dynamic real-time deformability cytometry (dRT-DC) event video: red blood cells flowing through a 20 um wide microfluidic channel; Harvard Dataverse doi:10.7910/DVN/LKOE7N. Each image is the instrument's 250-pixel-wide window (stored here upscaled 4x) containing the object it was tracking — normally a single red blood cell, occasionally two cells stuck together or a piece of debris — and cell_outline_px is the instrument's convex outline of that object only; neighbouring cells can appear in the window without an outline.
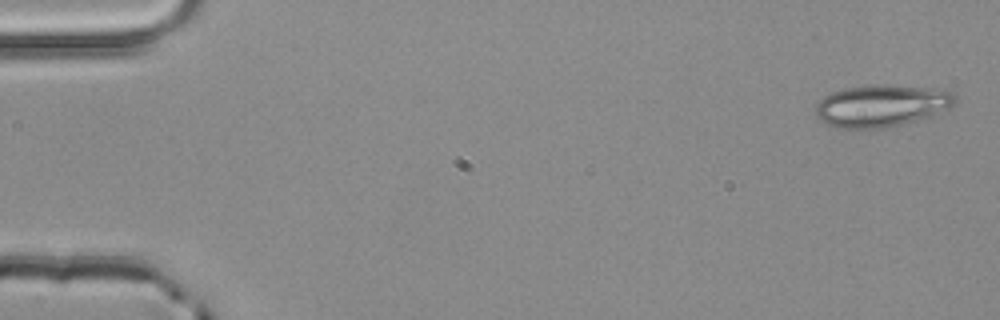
{"species": "common noctule bat (a hibernating species)", "species_latin": "Nyctalus noctula", "temperature_condition": "room temperature", "stored_images_in_passage": 3, "camera_frame_rate_fps": 3000, "um_per_image_px": 0.085, "animal": {"sex": "male", "body_mass_g": 20.4}, "frame": {"image": 1, "passage_image": 1, "time_ms": 0.0, "image_size_px": [1000, 320], "cell_outline_px": [[956, 100], [952, 108], [932, 116], [888, 128], [836, 128], [824, 124], [816, 116], [816, 104], [824, 96], [832, 92], [844, 88], [872, 84], [884, 84], [932, 88], [952, 92], [956, 96]], "centroid_in_image_um": [74.93, 8.99], "position_along_channel_um": 10.1, "area_um2": 34.68}}